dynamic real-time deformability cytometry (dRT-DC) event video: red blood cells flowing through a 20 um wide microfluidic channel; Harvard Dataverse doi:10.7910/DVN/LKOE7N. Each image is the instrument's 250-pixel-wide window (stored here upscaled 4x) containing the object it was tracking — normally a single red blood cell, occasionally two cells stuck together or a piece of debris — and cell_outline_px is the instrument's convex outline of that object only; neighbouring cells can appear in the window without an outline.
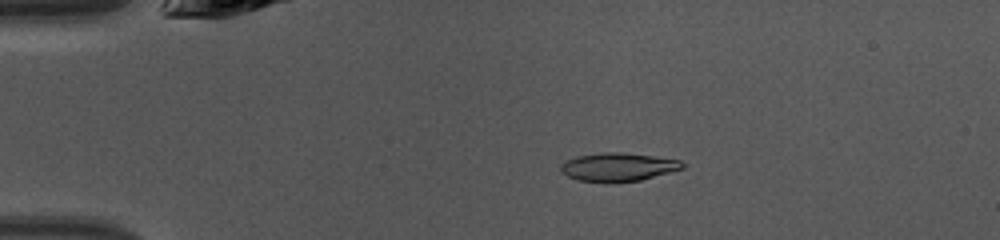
{"species": "common noctule bat (a hibernating species)", "species_latin": "Nyctalus noctula", "temperature_condition": "warm", "stored_images_in_passage": 47, "camera_frame_rate_fps": 3000, "um_per_image_px": 0.085, "animal": {"sex": "female", "body_mass_g": 10.0, "forearm_length_mm": 53.1}, "frame": {"image": 1, "passage_image": 10, "time_ms": 3.0, "image_size_px": [1000, 240], "cell_outline_px": [[684, 168], [640, 180], [612, 184], [608, 184], [576, 180], [560, 172], [560, 164], [564, 160], [576, 156], [604, 152], [620, 152], [652, 156], [680, 160], [684, 164]], "centroid_in_image_um": [52.46, 14.22], "position_along_channel_um": 32.5, "area_um2": 20.52}}
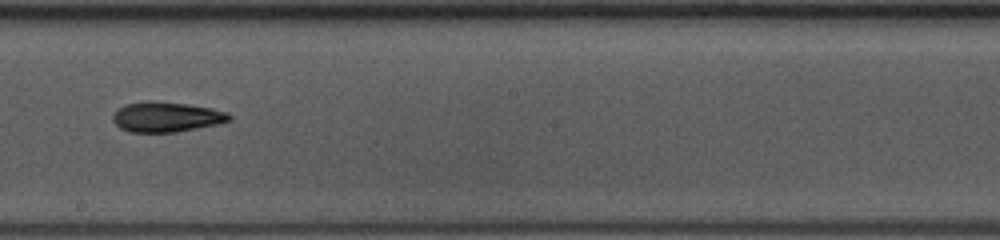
{"frame": {"image": 2, "passage_image": 27, "time_ms": 8.667, "image_size_px": [1000, 240], "cell_outline_px": [[232, 120], [216, 124], [176, 132], [128, 132], [120, 128], [112, 120], [112, 116], [124, 104], [184, 104], [212, 108], [228, 112], [232, 116]], "centroid_in_image_um": [14.19, 9.99], "position_along_channel_um": 234.0, "area_um2": 19.48}}
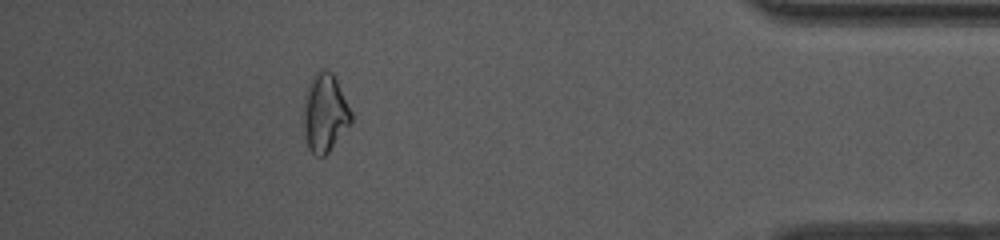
{"frame": {"image": 3, "passage_image": 42, "time_ms": 13.667, "image_size_px": [1000, 240], "cell_outline_px": [[352, 120], [328, 152], [324, 156], [316, 156], [308, 148], [304, 136], [304, 96], [308, 84], [312, 76], [316, 72], [332, 72], [352, 112]], "centroid_in_image_um": [27.59, 9.62], "position_along_channel_um": 407.6, "area_um2": 21.27}, "authors_computed_cell_mechanics": {"area_um2": 19.941, "velocity_mm_per_s": 4.3184, "shape_relaxation_time_tau1_ms": 4.5822, "shape_relaxation_time_tau2_ms": 2.8827, "deformation_change_tau1": 0.1641, "deformation_change_tau2": 0.1031}}